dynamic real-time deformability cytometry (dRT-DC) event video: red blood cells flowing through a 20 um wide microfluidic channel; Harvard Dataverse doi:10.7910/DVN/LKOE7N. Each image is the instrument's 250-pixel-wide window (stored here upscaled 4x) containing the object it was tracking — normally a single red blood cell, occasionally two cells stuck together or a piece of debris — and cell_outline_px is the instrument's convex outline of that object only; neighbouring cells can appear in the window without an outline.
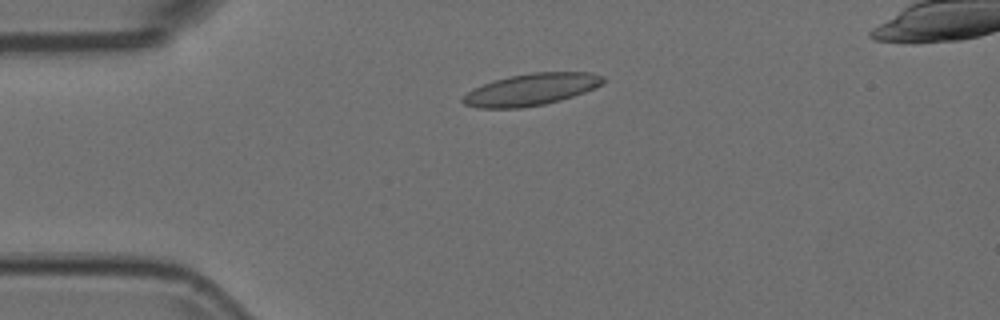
{"species": "Egyptian fruit bat (a non-hibernating species)", "species_latin": "Rousettus aegyptiacus", "temperature_condition": "room temperature", "stored_images_in_passage": 11, "camera_frame_rate_fps": 3000, "um_per_image_px": 0.085, "animal": {"sex": "female"}, "frame": {"image": 1, "passage_image": 6, "time_ms": 1.667, "image_size_px": [1000, 320], "cell_outline_px": [[608, 80], [604, 84], [596, 88], [560, 100], [544, 104], [524, 108], [476, 108], [464, 104], [460, 100], [460, 96], [472, 88], [508, 76], [532, 72], [592, 72], [604, 76]], "centroid_in_image_um": [45.15, 7.6], "position_along_channel_um": 39.8, "area_um2": 26.47}}